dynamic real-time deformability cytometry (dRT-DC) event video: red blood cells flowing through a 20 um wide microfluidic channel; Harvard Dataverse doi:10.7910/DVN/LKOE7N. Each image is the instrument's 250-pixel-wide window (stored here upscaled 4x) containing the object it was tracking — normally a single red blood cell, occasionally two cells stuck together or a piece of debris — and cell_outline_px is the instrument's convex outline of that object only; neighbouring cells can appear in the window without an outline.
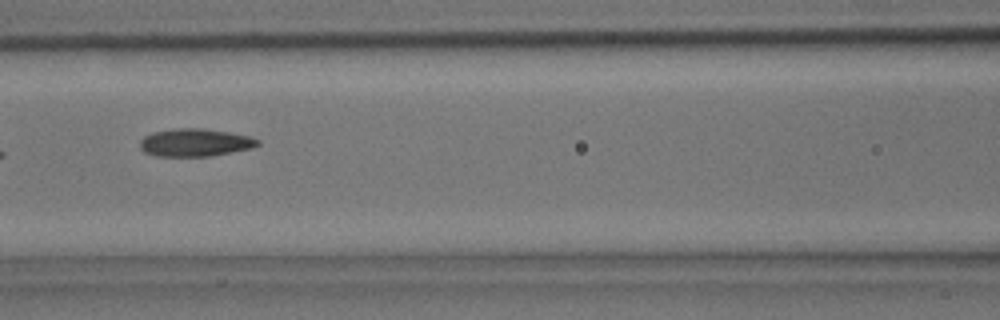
{"species": "common noctule bat (a hibernating species)", "species_latin": "Nyctalus noctula", "temperature_condition": "room temperature", "stored_images_in_passage": 6, "camera_frame_rate_fps": 3000, "um_per_image_px": 0.085, "animal": {"sex": "male", "body_mass_g": 15.6}, "frame": {"image": 1, "passage_image": 6, "time_ms": 1.667, "image_size_px": [1000, 320], "cell_outline_px": [[260, 144], [252, 148], [212, 156], [156, 156], [144, 152], [140, 148], [140, 140], [144, 136], [152, 132], [172, 128], [204, 128], [252, 136], [260, 140]], "centroid_in_image_um": [16.59, 12.11], "position_along_channel_um": 150.0, "area_um2": 19.31}}